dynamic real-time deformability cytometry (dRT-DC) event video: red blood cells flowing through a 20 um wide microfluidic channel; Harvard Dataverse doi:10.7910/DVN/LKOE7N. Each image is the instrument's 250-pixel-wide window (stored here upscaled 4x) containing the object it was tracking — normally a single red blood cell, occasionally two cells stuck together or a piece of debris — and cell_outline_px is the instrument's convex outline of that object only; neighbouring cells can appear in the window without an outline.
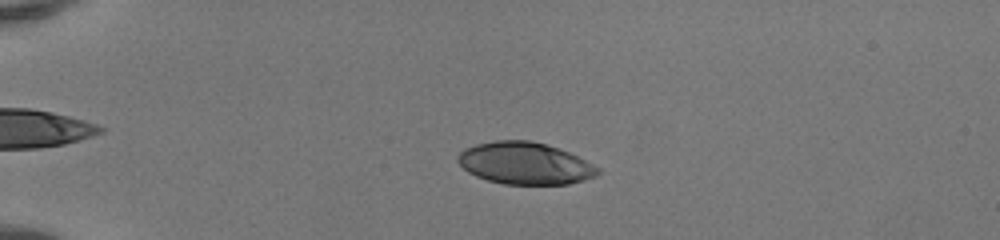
{"species": "human", "species_latin": "Homo sapiens", "temperature_condition": "room temperature", "stored_images_in_passage": 41, "camera_frame_rate_fps": 3000, "um_per_image_px": 0.085, "donor": {"sex": "female"}, "frame": {"image": 1, "passage_image": 4, "time_ms": 1.0, "image_size_px": [1000, 240], "cell_outline_px": [[600, 172], [596, 176], [584, 180], [568, 184], [504, 184], [488, 180], [476, 176], [468, 172], [456, 160], [456, 156], [464, 148], [476, 144], [496, 140], [532, 140], [568, 152], [600, 168]], "centroid_in_image_um": [44.59, 13.88], "position_along_channel_um": 40.4, "area_um2": 34.16}}
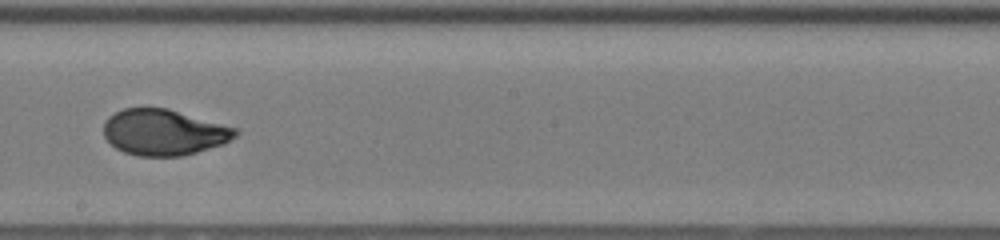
{"frame": {"image": 2, "passage_image": 22, "time_ms": 7.0, "image_size_px": [1000, 240], "cell_outline_px": [[240, 132], [236, 136], [224, 144], [196, 152], [180, 156], [140, 156], [124, 152], [116, 148], [104, 136], [104, 124], [108, 116], [124, 108], [168, 108], [240, 128]], "centroid_in_image_um": [13.98, 11.24], "position_along_channel_um": 234.2, "area_um2": 35.49}}
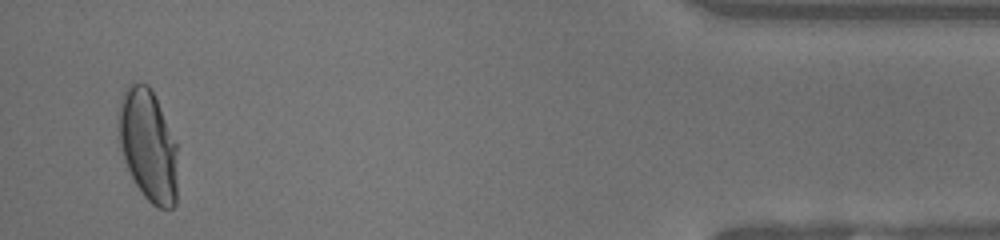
{"frame": {"image": 3, "passage_image": 40, "time_ms": 13.0, "image_size_px": [1000, 240], "cell_outline_px": [[176, 204], [172, 208], [156, 208], [144, 196], [136, 184], [124, 160], [120, 144], [120, 100], [124, 88], [128, 84], [148, 84], [176, 140]], "centroid_in_image_um": [12.6, 12.38], "position_along_channel_um": 422.6, "area_um2": 37.8}, "authors_computed_cell_mechanics": {"area_um2": 35.7782, "velocity_mm_per_s": 4.1572, "shape_relaxation_time_tau1_ms": 5.2918, "shape_relaxation_time_tau2_ms": null, "deformation_change_tau1": 0.2388, "deformation_change_tau2": null}}